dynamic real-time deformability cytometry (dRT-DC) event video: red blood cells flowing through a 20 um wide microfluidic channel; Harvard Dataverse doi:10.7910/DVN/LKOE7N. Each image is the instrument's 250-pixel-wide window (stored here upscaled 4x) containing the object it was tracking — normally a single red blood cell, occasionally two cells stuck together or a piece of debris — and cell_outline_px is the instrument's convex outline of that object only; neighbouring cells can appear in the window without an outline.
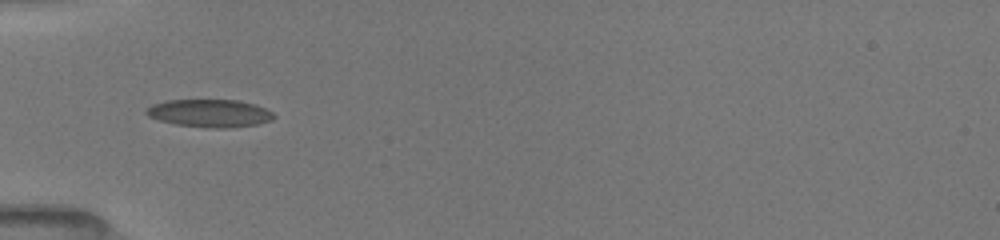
{"species": "common noctule bat (a hibernating species)", "species_latin": "Nyctalus noctula", "temperature_condition": "room temperature", "stored_images_in_passage": 9, "camera_frame_rate_fps": 3000, "um_per_image_px": 0.085, "animal": {"sex": "female", "body_mass_g": 19.5, "forearm_length_mm": 54.1}, "frame": {"image": 1, "passage_image": 6, "time_ms": 5.667, "image_size_px": [1000, 240], "cell_outline_px": [[276, 116], [272, 120], [256, 124], [224, 128], [208, 128], [176, 124], [160, 120], [148, 116], [144, 112], [144, 108], [152, 104], [168, 100], [240, 100], [256, 104], [272, 112]], "centroid_in_image_um": [17.81, 9.61], "position_along_channel_um": 67.2, "area_um2": 20.69}}
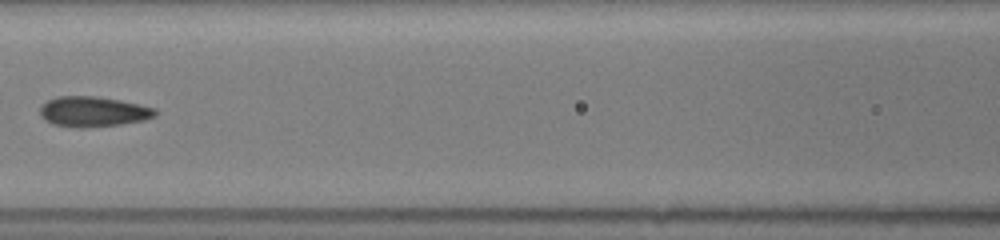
{"frame": {"image": 2, "passage_image": 8, "time_ms": 8.0, "image_size_px": [1000, 240], "cell_outline_px": [[160, 112], [156, 116], [144, 120], [120, 124], [80, 128], [76, 128], [52, 124], [44, 120], [40, 116], [40, 104], [56, 96], [96, 96], [120, 100], [140, 104], [156, 108]], "centroid_in_image_um": [7.91, 9.48], "position_along_channel_um": 158.7, "area_um2": 20.63}}
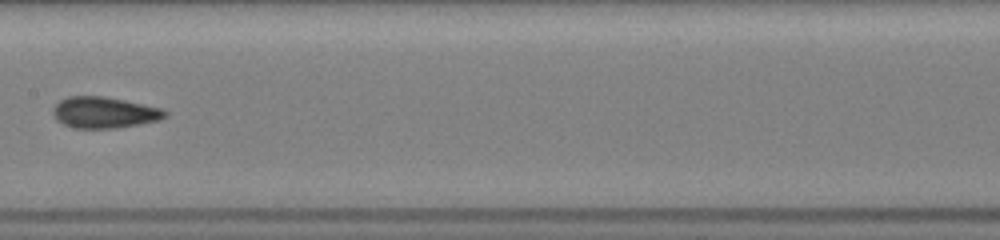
{"frame": {"image": 3, "passage_image": 9, "time_ms": 9.0, "image_size_px": [1000, 240], "cell_outline_px": [[168, 116], [160, 120], [140, 124], [116, 128], [72, 128], [56, 120], [52, 112], [52, 108], [60, 100], [68, 96], [104, 96], [164, 108], [168, 112]], "centroid_in_image_um": [8.88, 9.56], "position_along_channel_um": 198.5, "area_um2": 20.63}}